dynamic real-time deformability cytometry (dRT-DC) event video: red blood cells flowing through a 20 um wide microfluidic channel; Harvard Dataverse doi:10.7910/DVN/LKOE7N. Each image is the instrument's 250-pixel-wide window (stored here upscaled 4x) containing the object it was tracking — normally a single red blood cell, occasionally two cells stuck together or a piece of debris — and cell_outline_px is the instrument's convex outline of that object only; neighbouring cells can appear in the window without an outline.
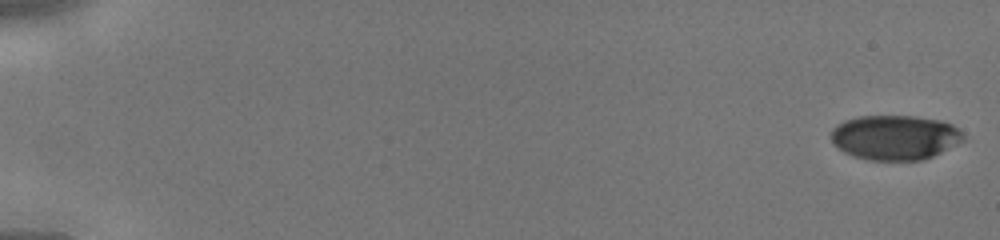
{"species": "human", "species_latin": "Homo sapiens", "temperature_condition": "cold", "stored_images_in_passage": 45, "camera_frame_rate_fps": 3000, "um_per_image_px": 0.085, "donor": {"sex": "male"}, "frame": {"image": 1, "passage_image": 1, "time_ms": 0.0, "image_size_px": [1000, 240], "cell_outline_px": [[964, 140], [932, 156], [920, 160], [868, 160], [844, 152], [832, 144], [832, 128], [836, 124], [844, 120], [860, 116], [916, 116], [940, 120], [952, 124], [964, 136]], "centroid_in_image_um": [76.03, 11.67], "position_along_channel_um": 9.0, "area_um2": 34.33}}
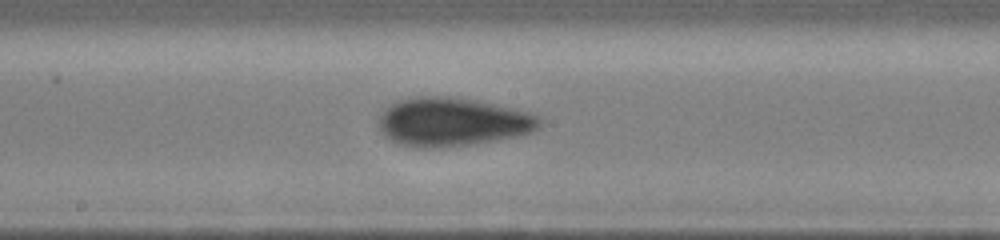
{"frame": {"image": 2, "passage_image": 26, "time_ms": 8.333, "image_size_px": [1000, 240], "cell_outline_px": [[540, 128], [532, 132], [516, 136], [496, 140], [468, 144], [424, 148], [416, 148], [392, 140], [384, 136], [380, 128], [380, 116], [384, 108], [396, 100], [416, 96], [452, 96], [476, 100], [512, 108], [528, 112], [540, 116]], "centroid_in_image_um": [38.45, 10.34], "position_along_channel_um": 209.8, "area_um2": 45.37}}
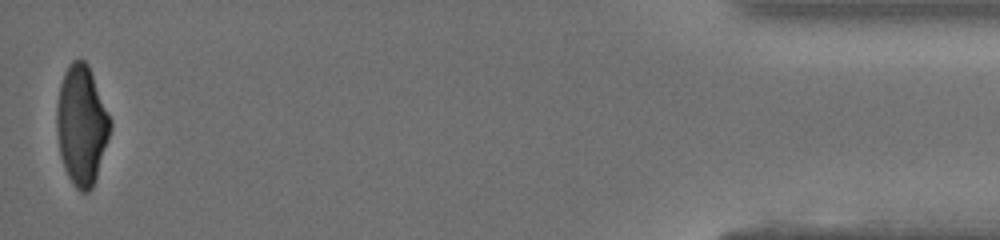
{"frame": {"image": 3, "passage_image": 45, "time_ms": 14.667, "image_size_px": [1000, 240], "cell_outline_px": [[112, 128], [92, 188], [88, 192], [80, 192], [72, 184], [64, 168], [60, 156], [56, 128], [56, 108], [60, 84], [64, 72], [68, 64], [72, 60], [84, 60], [88, 64], [112, 120]], "centroid_in_image_um": [6.93, 10.62], "position_along_channel_um": 428.3, "area_um2": 37.51}}